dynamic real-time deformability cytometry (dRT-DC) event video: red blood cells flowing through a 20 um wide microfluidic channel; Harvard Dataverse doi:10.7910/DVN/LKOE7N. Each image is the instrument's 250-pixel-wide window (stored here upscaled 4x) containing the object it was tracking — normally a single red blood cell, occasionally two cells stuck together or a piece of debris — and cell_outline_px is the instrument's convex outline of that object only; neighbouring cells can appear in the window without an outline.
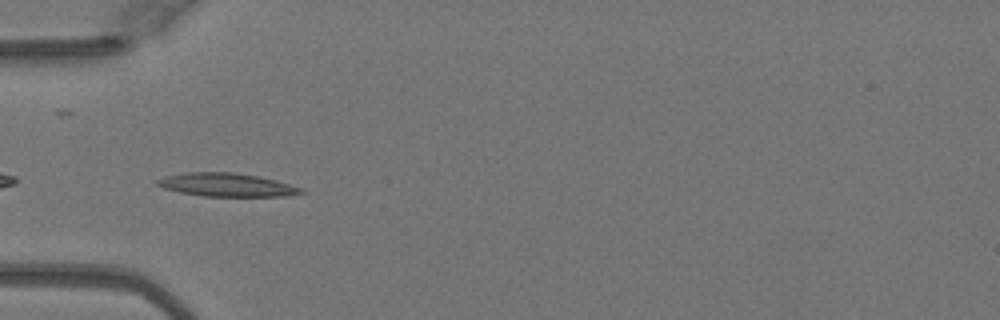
{"species": "Egyptian fruit bat (a non-hibernating species)", "species_latin": "Rousettus aegyptiacus", "temperature_condition": "warm", "stored_images_in_passage": 35, "camera_frame_rate_fps": 3000, "um_per_image_px": 0.085, "animal": {"sex": "female"}, "frame": {"image": 1, "passage_image": 1, "time_ms": 0.0, "image_size_px": [1000, 320], "cell_outline_px": [[308, 192], [288, 196], [204, 196], [180, 192], [164, 188], [156, 184], [152, 180], [164, 176], [188, 172], [232, 172], [256, 176], [276, 180], [304, 188]], "centroid_in_image_um": [19.28, 15.71], "position_along_channel_um": 65.7, "area_um2": 19.71}}
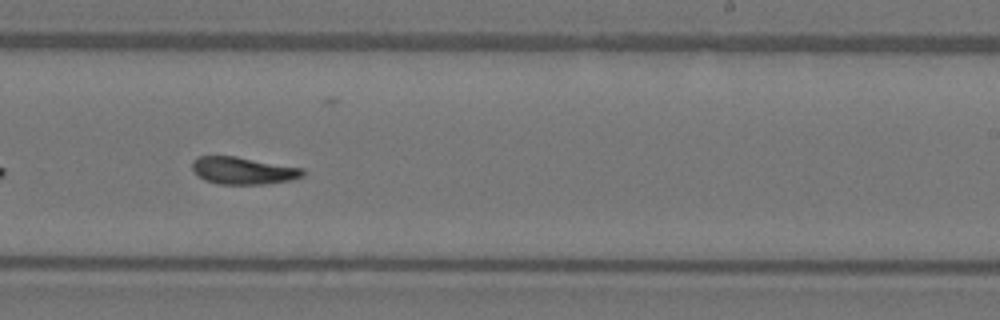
{"frame": {"image": 2, "passage_image": 16, "time_ms": 5.0, "image_size_px": [1000, 320], "cell_outline_px": [[304, 176], [292, 180], [264, 184], [220, 184], [204, 180], [192, 168], [192, 160], [196, 156], [236, 156], [304, 168]], "centroid_in_image_um": [20.68, 14.49], "position_along_channel_um": 268.3, "area_um2": 17.63}}
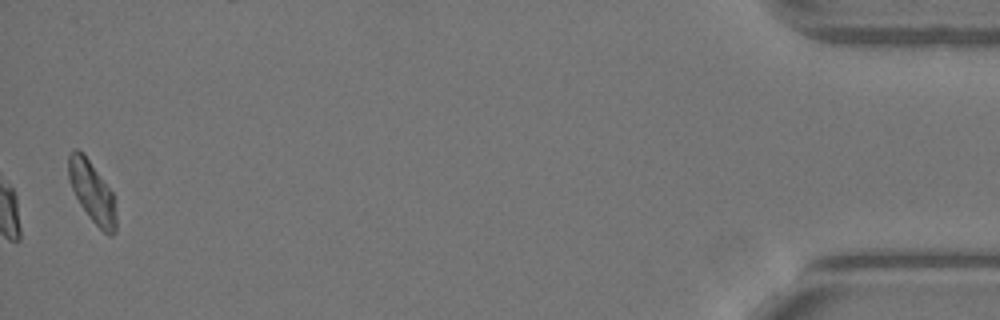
{"frame": {"image": 3, "passage_image": 34, "time_ms": 11.0, "image_size_px": [1000, 320], "cell_outline_px": [[116, 232], [112, 236], [108, 236], [88, 216], [80, 204], [68, 180], [68, 152], [72, 148], [76, 148], [84, 152], [112, 192], [116, 216]], "centroid_in_image_um": [7.8, 16.27], "position_along_channel_um": 427.4, "area_um2": 17.05}, "authors_computed_cell_mechanics": {"area_um2": 17.6868, "velocity_mm_per_s": 4.0793, "shape_relaxation_time_tau1_ms": 7.5192, "shape_relaxation_time_tau2_ms": 2.3305, "deformation_change_tau1": 0.2224, "deformation_change_tau2": 0.0952}}